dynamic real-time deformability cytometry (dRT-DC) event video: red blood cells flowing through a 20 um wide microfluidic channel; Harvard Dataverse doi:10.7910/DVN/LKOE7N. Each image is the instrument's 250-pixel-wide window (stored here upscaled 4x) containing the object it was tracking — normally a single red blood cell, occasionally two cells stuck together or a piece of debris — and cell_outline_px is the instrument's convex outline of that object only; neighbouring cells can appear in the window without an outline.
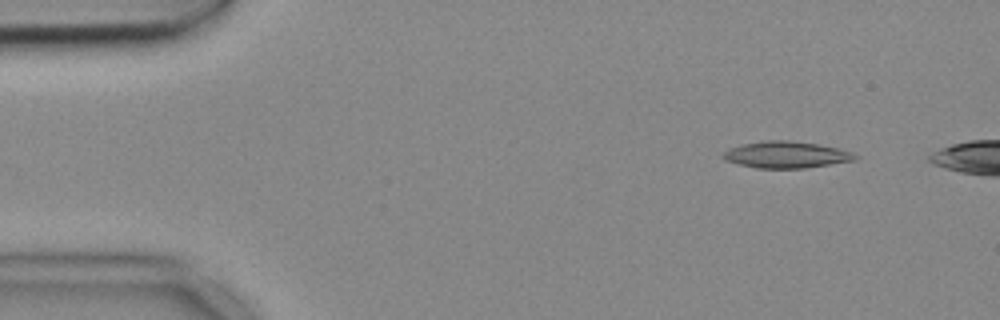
{"species": "common noctule bat (a hibernating species)", "species_latin": "Nyctalus noctula", "temperature_condition": "cold", "stored_images_in_passage": 48, "camera_frame_rate_fps": 3000, "um_per_image_px": 0.085, "animal": {"sex": "female", "body_mass_g": 18.4}, "frame": {"image": 1, "passage_image": 4, "time_ms": 1.0, "image_size_px": [1000, 320], "cell_outline_px": [[860, 156], [856, 160], [804, 168], [760, 168], [740, 164], [728, 160], [724, 156], [724, 152], [732, 148], [744, 144], [764, 140], [788, 140], [816, 144], [836, 148], [852, 152]], "centroid_in_image_um": [66.9, 13.15], "position_along_channel_um": 18.1, "area_um2": 20.0}}
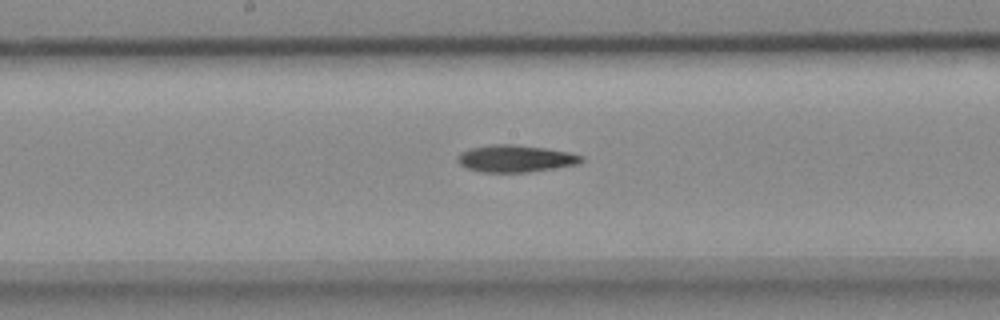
{"frame": {"image": 2, "passage_image": 26, "time_ms": 8.333, "image_size_px": [1000, 320], "cell_outline_px": [[584, 160], [576, 164], [528, 172], [484, 172], [468, 168], [460, 164], [456, 160], [456, 156], [460, 152], [468, 148], [492, 144], [512, 144], [544, 148], [568, 152], [584, 156]], "centroid_in_image_um": [43.76, 13.47], "position_along_channel_um": 204.4, "area_um2": 19.42}}
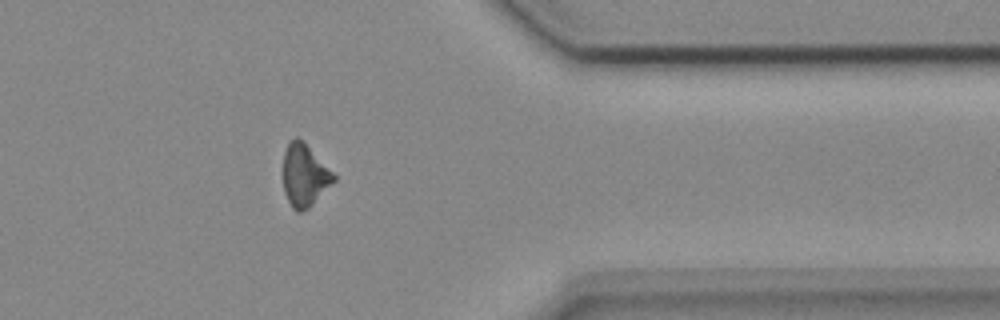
{"frame": {"image": 3, "passage_image": 42, "time_ms": 13.667, "image_size_px": [1000, 320], "cell_outline_px": [[336, 180], [308, 208], [300, 212], [296, 212], [292, 208], [284, 192], [284, 152], [288, 144], [296, 136], [304, 140], [336, 176]], "centroid_in_image_um": [25.89, 14.89], "position_along_channel_um": 385.5, "area_um2": 18.26}}